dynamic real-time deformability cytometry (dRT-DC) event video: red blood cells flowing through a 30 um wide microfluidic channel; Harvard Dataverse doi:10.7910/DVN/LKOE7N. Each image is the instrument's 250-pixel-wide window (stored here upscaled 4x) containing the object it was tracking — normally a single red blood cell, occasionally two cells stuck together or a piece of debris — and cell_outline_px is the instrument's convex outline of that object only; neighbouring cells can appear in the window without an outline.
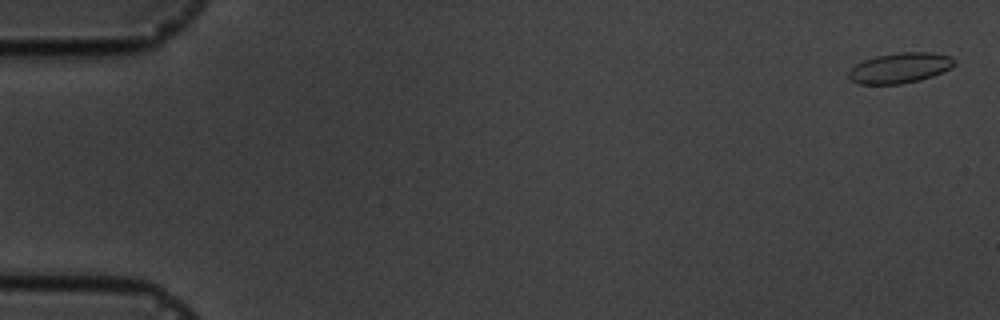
{"species": "common noctule bat (a hibernating species)", "species_latin": "Nyctalus noctula", "temperature_condition": "cold", "stored_images_in_passage": 6, "camera_frame_rate_fps": 3000, "um_per_image_px": 0.085, "animal": {"sex": "male", "body_mass_g": 19.5, "forearm_length_mm": 54.6}, "frame": {"image": 1, "passage_image": 1, "time_ms": 0.0, "image_size_px": [1000, 320], "cell_outline_px": [[956, 64], [952, 68], [932, 76], [920, 80], [900, 84], [860, 84], [852, 80], [848, 76], [848, 72], [856, 64], [864, 60], [876, 56], [900, 52], [932, 52], [952, 56], [956, 60]], "centroid_in_image_um": [76.55, 5.76], "position_along_channel_um": 8.5, "area_um2": 18.79}}
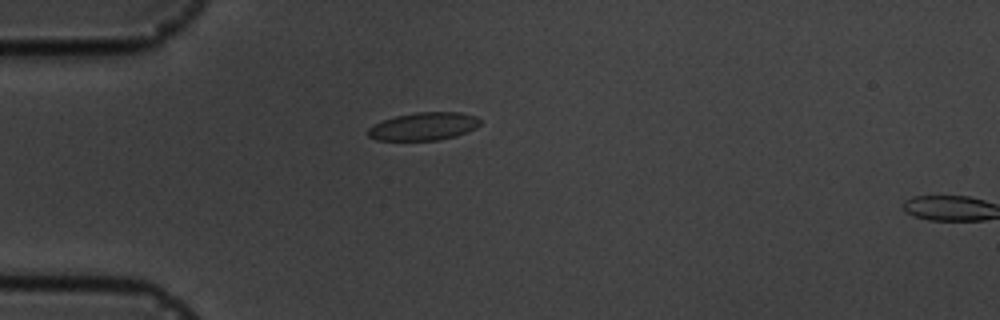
{"frame": {"image": 2, "passage_image": 5, "time_ms": 4.667, "image_size_px": [1000, 320], "cell_outline_px": [[480, 124], [476, 128], [456, 136], [436, 140], [376, 140], [368, 136], [368, 128], [372, 124], [396, 116], [416, 112], [460, 112], [476, 116], [480, 120]], "centroid_in_image_um": [36.01, 10.74], "position_along_channel_um": 49.0, "area_um2": 18.21}}